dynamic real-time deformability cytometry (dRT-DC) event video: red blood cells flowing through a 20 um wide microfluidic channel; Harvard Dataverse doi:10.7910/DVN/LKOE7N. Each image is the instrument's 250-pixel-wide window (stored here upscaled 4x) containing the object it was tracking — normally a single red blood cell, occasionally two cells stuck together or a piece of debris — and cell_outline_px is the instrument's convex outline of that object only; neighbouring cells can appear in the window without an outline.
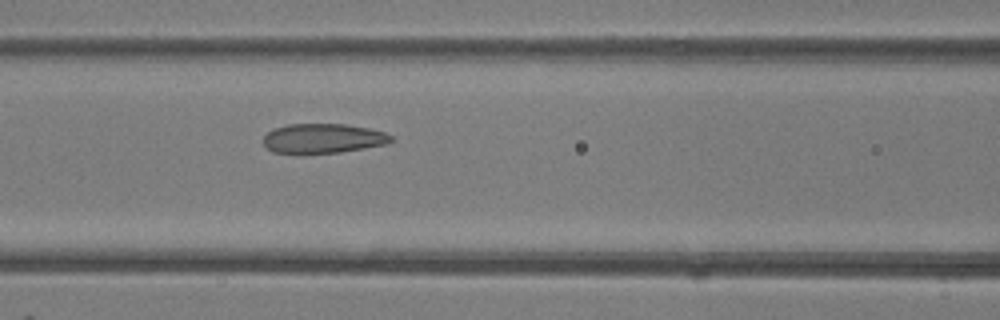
{"species": "common noctule bat (a hibernating species)", "species_latin": "Nyctalus noctula", "temperature_condition": "room temperature", "stored_images_in_passage": 5, "camera_frame_rate_fps": 3000, "um_per_image_px": 0.085, "animal": {"sex": "female"}, "frame": {"image": 1, "passage_image": 5, "time_ms": 5.667, "image_size_px": [1000, 320], "cell_outline_px": [[396, 140], [388, 144], [340, 152], [272, 152], [264, 144], [264, 136], [272, 128], [288, 124], [348, 124], [368, 128], [384, 132], [392, 136]], "centroid_in_image_um": [27.51, 11.74], "position_along_channel_um": 139.1, "area_um2": 21.85}}